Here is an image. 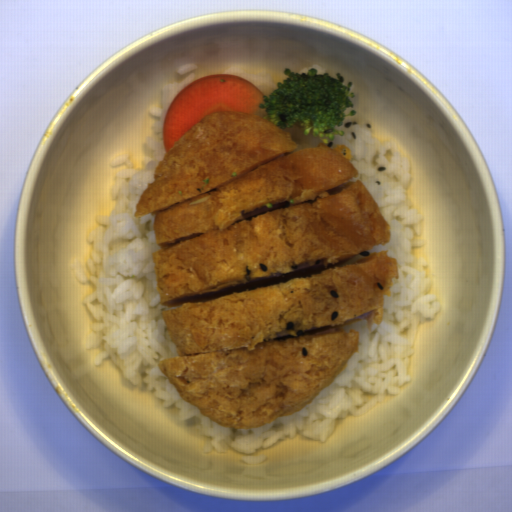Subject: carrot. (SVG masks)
<instances>
[{"label": "carrot", "instance_id": "b8716197", "mask_svg": "<svg viewBox=\"0 0 512 512\" xmlns=\"http://www.w3.org/2000/svg\"><path fill=\"white\" fill-rule=\"evenodd\" d=\"M264 94L246 78L216 73L196 79L182 88L171 102L162 125L166 153L194 125L211 112L231 111L261 117L270 122L261 109Z\"/></svg>", "mask_w": 512, "mask_h": 512}]
</instances>
